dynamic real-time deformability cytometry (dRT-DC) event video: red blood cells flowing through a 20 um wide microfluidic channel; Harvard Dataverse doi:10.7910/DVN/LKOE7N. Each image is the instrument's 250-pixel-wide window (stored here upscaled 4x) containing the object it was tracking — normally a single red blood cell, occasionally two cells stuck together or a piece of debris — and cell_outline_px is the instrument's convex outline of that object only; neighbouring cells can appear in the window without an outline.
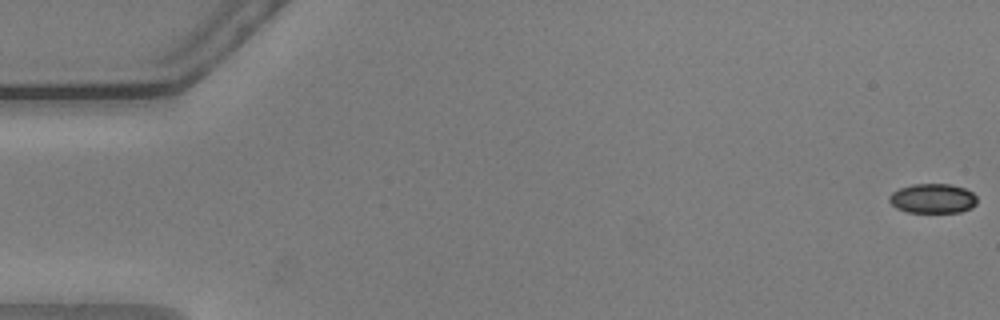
{"species": "common noctule bat (a hibernating species)", "species_latin": "Nyctalus noctula", "temperature_condition": "warm", "stored_images_in_passage": 54, "camera_frame_rate_fps": 3000, "um_per_image_px": 0.085, "animal": {"sex": "male", "body_mass_g": 20.5, "forearm_length_mm": 52.5}, "frame": {"image": 1, "passage_image": 1, "time_ms": 0.0, "image_size_px": [1000, 320], "cell_outline_px": [[976, 204], [972, 208], [960, 212], [908, 212], [896, 208], [888, 200], [888, 196], [892, 192], [900, 188], [912, 184], [952, 184], [964, 188], [972, 192], [976, 196]], "centroid_in_image_um": [79.28, 16.87], "position_along_channel_um": 5.7, "area_um2": 15.2}}
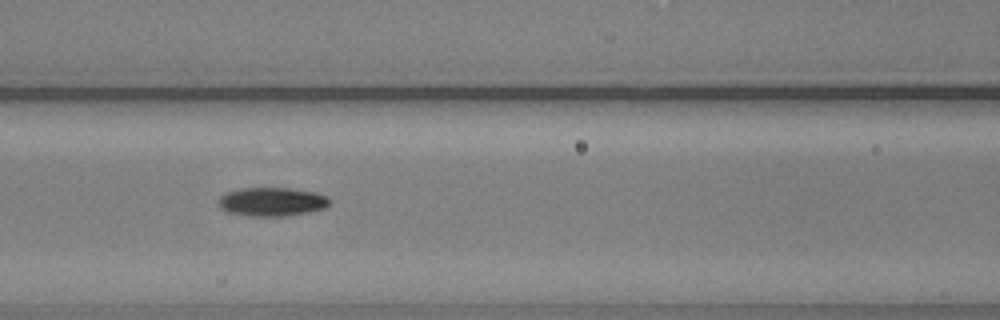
{"frame": {"image": 2, "passage_image": 25, "time_ms": 8.0, "image_size_px": [1000, 320], "cell_outline_px": [[328, 204], [324, 208], [308, 212], [280, 216], [248, 216], [228, 212], [220, 208], [216, 204], [216, 200], [220, 196], [228, 192], [240, 188], [288, 188], [316, 192], [328, 196]], "centroid_in_image_um": [23.05, 17.14], "position_along_channel_um": 143.6, "area_um2": 18.61}}
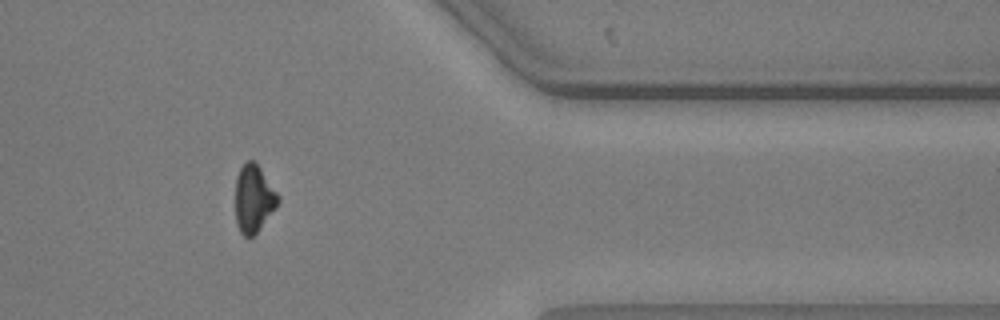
{"frame": {"image": 3, "passage_image": 47, "time_ms": 15.333, "image_size_px": [1000, 320], "cell_outline_px": [[280, 200], [276, 208], [256, 232], [252, 236], [244, 236], [240, 232], [236, 224], [236, 176], [240, 168], [248, 160], [252, 160], [260, 168], [280, 196]], "centroid_in_image_um": [21.57, 16.88], "position_along_channel_um": 389.8, "area_um2": 16.59}, "authors_computed_cell_mechanics": {"area_um2": 17.4845, "velocity_mm_per_s": 3.6292, "shape_relaxation_time_tau1_ms": 2.868, "shape_relaxation_time_tau2_ms": null, "deformation_change_tau1": 0.1387, "deformation_change_tau2": null}}